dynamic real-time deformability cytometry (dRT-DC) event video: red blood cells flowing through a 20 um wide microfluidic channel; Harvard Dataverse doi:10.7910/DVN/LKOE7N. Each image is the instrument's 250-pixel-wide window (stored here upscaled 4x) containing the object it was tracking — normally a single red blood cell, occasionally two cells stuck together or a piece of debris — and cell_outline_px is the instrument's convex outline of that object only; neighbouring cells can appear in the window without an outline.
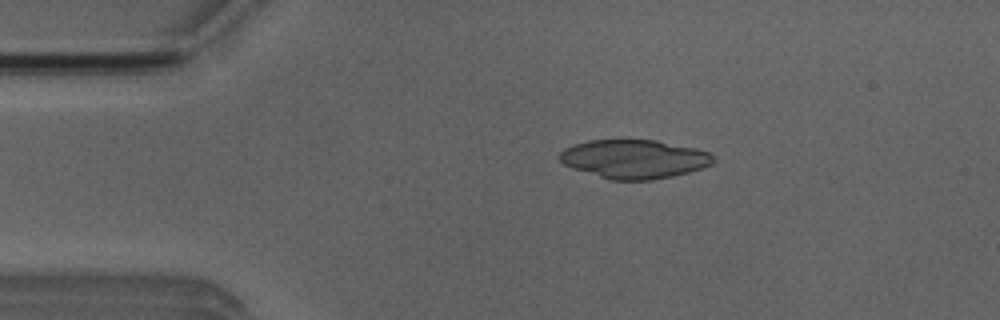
{"species": "Egyptian fruit bat (a non-hibernating species)", "species_latin": "Rousettus aegyptiacus", "temperature_condition": "room temperature", "stored_images_in_passage": 50, "camera_frame_rate_fps": 3000, "um_per_image_px": 0.085, "animal": {"sex": "male"}, "frame": {"image": 1, "passage_image": 9, "time_ms": 2.667, "image_size_px": [1000, 320], "cell_outline_px": [[712, 160], [708, 164], [700, 168], [668, 176], [644, 180], [616, 180], [576, 168], [560, 160], [560, 152], [576, 144], [592, 140], [652, 140], [708, 152], [712, 156]], "centroid_in_image_um": [53.88, 13.5], "position_along_channel_um": 31.1, "area_um2": 32.83}}